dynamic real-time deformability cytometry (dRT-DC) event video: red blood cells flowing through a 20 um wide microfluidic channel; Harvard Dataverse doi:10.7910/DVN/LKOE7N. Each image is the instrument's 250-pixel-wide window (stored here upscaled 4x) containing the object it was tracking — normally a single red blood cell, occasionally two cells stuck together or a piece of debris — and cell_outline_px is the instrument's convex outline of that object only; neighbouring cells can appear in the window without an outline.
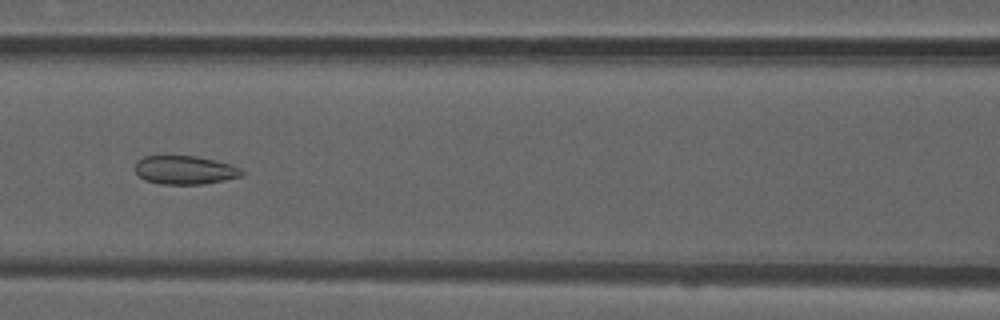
{"species": "common noctule bat (a hibernating species)", "species_latin": "Nyctalus noctula", "temperature_condition": "room temperature", "stored_images_in_passage": 15, "camera_frame_rate_fps": 3000, "um_per_image_px": 0.085, "animal": {"sex": "male", "forearm_length_mm": 52.5}, "frame": {"image": 1, "passage_image": 13, "time_ms": 4.0, "image_size_px": [1000, 320], "cell_outline_px": [[244, 176], [204, 184], [160, 184], [144, 180], [132, 168], [136, 160], [144, 156], [196, 156], [232, 164], [240, 168], [244, 172]], "centroid_in_image_um": [15.69, 14.45], "position_along_channel_um": 150.9, "area_um2": 18.03}}